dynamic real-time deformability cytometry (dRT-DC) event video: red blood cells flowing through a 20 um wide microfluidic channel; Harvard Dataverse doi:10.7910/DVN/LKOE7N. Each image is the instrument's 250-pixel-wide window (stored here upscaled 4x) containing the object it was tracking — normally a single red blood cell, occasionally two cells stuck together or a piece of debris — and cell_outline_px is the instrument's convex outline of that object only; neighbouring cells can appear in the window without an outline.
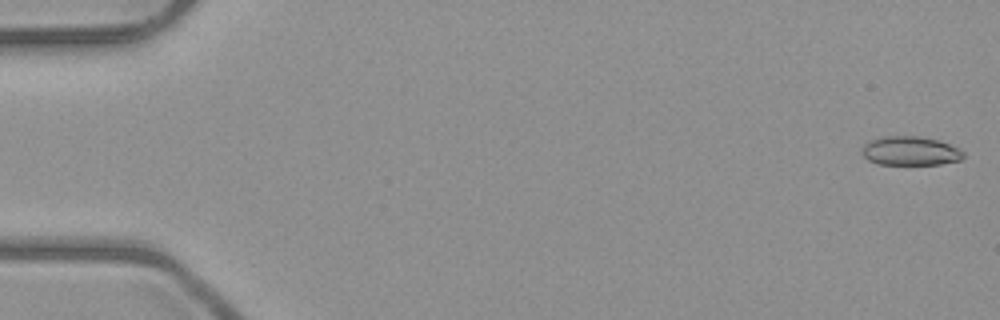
{"species": "common noctule bat (a hibernating species)", "species_latin": "Nyctalus noctula", "temperature_condition": "room temperature", "stored_images_in_passage": 4, "camera_frame_rate_fps": 3000, "um_per_image_px": 0.085, "animal": {"sex": "male", "body_mass_g": 23.1, "forearm_length_mm": 52.7}, "frame": {"image": 1, "passage_image": 1, "time_ms": 0.0, "image_size_px": [1000, 320], "cell_outline_px": [[964, 156], [960, 160], [940, 164], [876, 164], [868, 160], [860, 152], [864, 144], [868, 140], [884, 136], [916, 136], [936, 140], [960, 148], [964, 152]], "centroid_in_image_um": [77.34, 12.83], "position_along_channel_um": 7.7, "area_um2": 17.17}}